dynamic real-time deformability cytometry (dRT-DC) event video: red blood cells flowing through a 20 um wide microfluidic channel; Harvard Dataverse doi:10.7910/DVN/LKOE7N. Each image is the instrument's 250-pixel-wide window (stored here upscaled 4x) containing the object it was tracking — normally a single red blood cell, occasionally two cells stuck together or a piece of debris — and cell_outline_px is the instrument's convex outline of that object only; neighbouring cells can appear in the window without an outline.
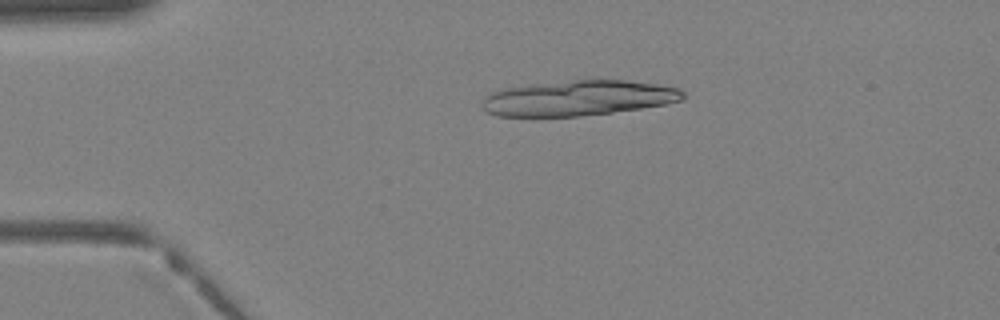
{"species": "Egyptian fruit bat (a non-hibernating species)", "species_latin": "Rousettus aegyptiacus", "temperature_condition": "warm", "stored_images_in_passage": 15, "camera_frame_rate_fps": 3000, "um_per_image_px": 0.085, "animal": {"sex": "female"}, "frame": {"image": 1, "passage_image": 9, "time_ms": 2.667, "image_size_px": [1000, 320], "cell_outline_px": [[684, 96], [680, 100], [664, 104], [640, 108], [612, 112], [580, 116], [496, 116], [484, 112], [480, 104], [480, 100], [488, 92], [500, 88], [572, 80], [624, 80], [660, 84], [680, 88], [684, 92]], "centroid_in_image_um": [49.06, 8.33], "position_along_channel_um": 35.9, "area_um2": 41.56}}